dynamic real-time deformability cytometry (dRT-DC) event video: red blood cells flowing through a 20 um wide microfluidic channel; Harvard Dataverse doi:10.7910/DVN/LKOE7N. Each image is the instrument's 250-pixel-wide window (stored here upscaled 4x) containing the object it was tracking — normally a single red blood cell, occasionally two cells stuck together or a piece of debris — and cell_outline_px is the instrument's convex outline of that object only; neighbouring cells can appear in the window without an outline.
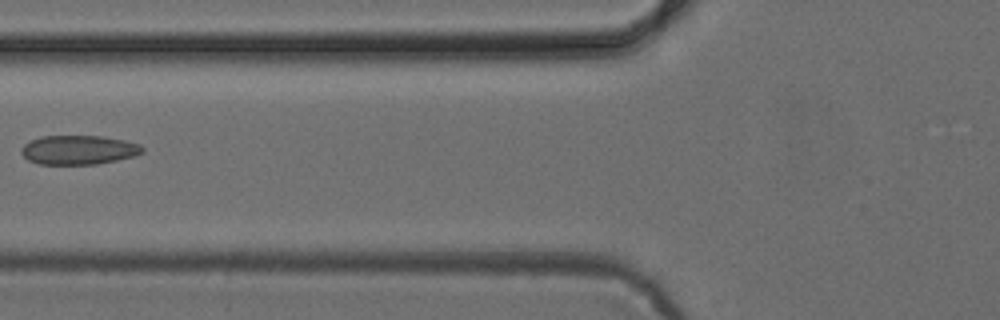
{"species": "common noctule bat (a hibernating species)", "species_latin": "Nyctalus noctula", "temperature_condition": "cold", "stored_images_in_passage": 6, "camera_frame_rate_fps": 3000, "um_per_image_px": 0.085, "animal": {"sex": "female", "body_mass_g": 24.6, "forearm_length_mm": 56.2}, "frame": {"image": 1, "passage_image": 6, "time_ms": 6.0, "image_size_px": [1000, 320], "cell_outline_px": [[144, 152], [136, 156], [96, 164], [40, 164], [28, 160], [20, 152], [20, 148], [24, 144], [32, 140], [44, 136], [104, 136], [124, 140], [140, 144], [144, 148]], "centroid_in_image_um": [6.71, 12.74], "position_along_channel_um": 119.1, "area_um2": 20.63}}